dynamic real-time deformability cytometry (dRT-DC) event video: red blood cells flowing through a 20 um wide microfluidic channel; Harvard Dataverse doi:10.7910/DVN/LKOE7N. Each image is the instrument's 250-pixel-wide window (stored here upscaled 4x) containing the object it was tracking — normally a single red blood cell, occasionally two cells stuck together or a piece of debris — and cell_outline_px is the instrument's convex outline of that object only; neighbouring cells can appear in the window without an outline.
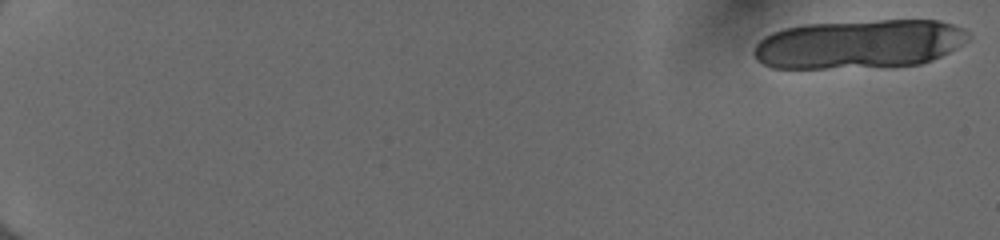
{"species": "human", "species_latin": "Homo sapiens", "temperature_condition": "cold", "stored_images_in_passage": 14, "camera_frame_rate_fps": 3000, "um_per_image_px": 0.085, "donor": {"sex": "female"}, "frame": {"image": 1, "passage_image": 1, "time_ms": 0.0, "image_size_px": [1000, 240], "cell_outline_px": [[972, 36], [968, 40], [956, 48], [932, 60], [920, 64], [892, 68], [772, 68], [756, 60], [752, 52], [756, 44], [764, 36], [772, 32], [784, 28], [804, 24], [880, 20], [936, 20], [952, 24], [964, 28]], "centroid_in_image_um": [73.04, 3.76], "position_along_channel_um": 12.0, "area_um2": 62.14}}